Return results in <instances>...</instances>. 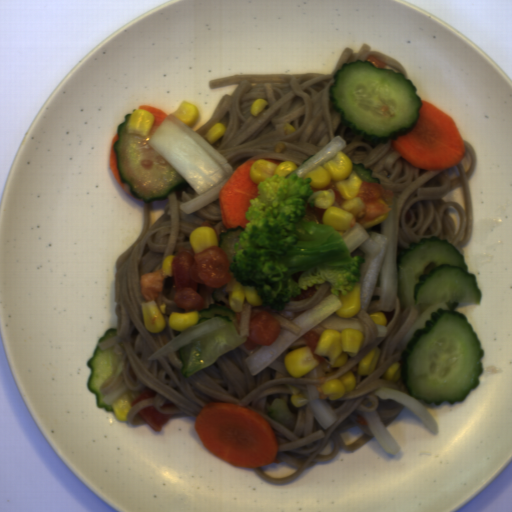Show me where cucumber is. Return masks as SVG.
<instances>
[{"instance_id":"cucumber-2","label":"cucumber","mask_w":512,"mask_h":512,"mask_svg":"<svg viewBox=\"0 0 512 512\" xmlns=\"http://www.w3.org/2000/svg\"><path fill=\"white\" fill-rule=\"evenodd\" d=\"M329 91L343 125L372 145L406 134L420 117L422 99L412 81L366 60L343 63Z\"/></svg>"},{"instance_id":"cucumber-7","label":"cucumber","mask_w":512,"mask_h":512,"mask_svg":"<svg viewBox=\"0 0 512 512\" xmlns=\"http://www.w3.org/2000/svg\"><path fill=\"white\" fill-rule=\"evenodd\" d=\"M244 230L243 226L237 225L235 228H228L226 232L218 236V247L226 253L230 265L235 255L233 247L236 242L240 241L239 236Z\"/></svg>"},{"instance_id":"cucumber-3","label":"cucumber","mask_w":512,"mask_h":512,"mask_svg":"<svg viewBox=\"0 0 512 512\" xmlns=\"http://www.w3.org/2000/svg\"><path fill=\"white\" fill-rule=\"evenodd\" d=\"M131 112L117 127L119 140L112 149L120 182L128 184L131 194L145 204L164 200L173 190L189 185L175 168L149 142L159 126H153L147 136L127 133Z\"/></svg>"},{"instance_id":"cucumber-1","label":"cucumber","mask_w":512,"mask_h":512,"mask_svg":"<svg viewBox=\"0 0 512 512\" xmlns=\"http://www.w3.org/2000/svg\"><path fill=\"white\" fill-rule=\"evenodd\" d=\"M397 294L402 310L424 313L441 302L415 329L399 358L410 396L425 405L463 403L481 384L485 350L459 304H482L476 275L449 239L439 235L408 244L397 258Z\"/></svg>"},{"instance_id":"cucumber-8","label":"cucumber","mask_w":512,"mask_h":512,"mask_svg":"<svg viewBox=\"0 0 512 512\" xmlns=\"http://www.w3.org/2000/svg\"><path fill=\"white\" fill-rule=\"evenodd\" d=\"M353 170L363 182L378 183L381 185V180L377 177H373V171L370 168H365L363 163H353Z\"/></svg>"},{"instance_id":"cucumber-6","label":"cucumber","mask_w":512,"mask_h":512,"mask_svg":"<svg viewBox=\"0 0 512 512\" xmlns=\"http://www.w3.org/2000/svg\"><path fill=\"white\" fill-rule=\"evenodd\" d=\"M266 409L267 415L273 421L292 432L296 429V416L289 410L285 399L275 397Z\"/></svg>"},{"instance_id":"cucumber-4","label":"cucumber","mask_w":512,"mask_h":512,"mask_svg":"<svg viewBox=\"0 0 512 512\" xmlns=\"http://www.w3.org/2000/svg\"><path fill=\"white\" fill-rule=\"evenodd\" d=\"M198 314L196 325L209 319L220 320L224 325L177 348L181 357L180 372L185 378L210 367L221 355L234 351L247 340L239 336L235 312L228 306L209 304L208 308L202 307Z\"/></svg>"},{"instance_id":"cucumber-5","label":"cucumber","mask_w":512,"mask_h":512,"mask_svg":"<svg viewBox=\"0 0 512 512\" xmlns=\"http://www.w3.org/2000/svg\"><path fill=\"white\" fill-rule=\"evenodd\" d=\"M116 330L117 328H109L104 332L102 337L98 338V344L93 357L90 358L87 363L88 368L91 370L87 380L88 391L95 395V406L106 412H113L110 406L111 402L127 390V387L124 384H121L109 393H101L102 385L116 372L119 357L115 352L114 346L101 350L100 344L102 341H105L112 336H116Z\"/></svg>"}]
</instances>
